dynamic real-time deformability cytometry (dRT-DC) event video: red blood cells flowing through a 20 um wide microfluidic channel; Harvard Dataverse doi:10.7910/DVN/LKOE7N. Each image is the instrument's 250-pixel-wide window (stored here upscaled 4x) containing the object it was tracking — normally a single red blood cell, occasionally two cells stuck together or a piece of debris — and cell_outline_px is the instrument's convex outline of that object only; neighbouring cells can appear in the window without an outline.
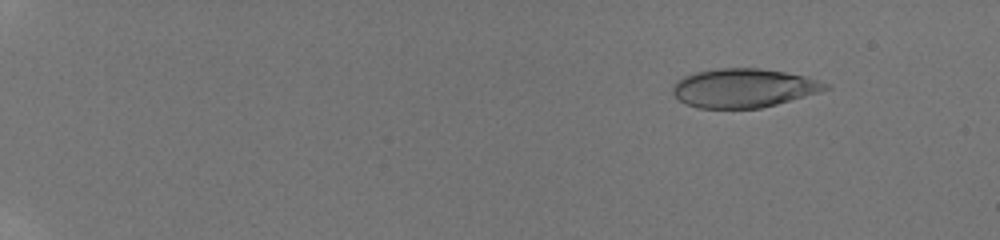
{"species": "human", "species_latin": "Homo sapiens", "temperature_condition": "room temperature", "stored_images_in_passage": 58, "camera_frame_rate_fps": 3000, "um_per_image_px": 0.085, "donor": {"sex": "male"}, "frame": {"image": 1, "passage_image": 16, "time_ms": 2.333, "image_size_px": [1000, 240], "cell_outline_px": [[832, 88], [776, 104], [760, 108], [696, 108], [684, 104], [672, 92], [672, 84], [676, 80], [684, 76], [696, 72], [720, 68], [760, 68], [808, 76], [828, 84]], "centroid_in_image_um": [63.18, 7.48], "position_along_channel_um": 21.8, "area_um2": 34.62}}
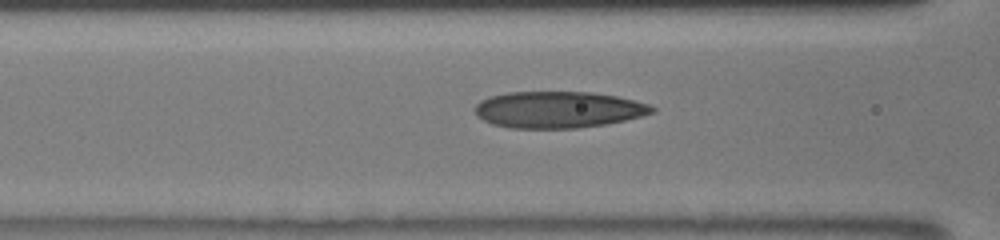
{"frame": {"image": 2, "passage_image": 44, "time_ms": 8.667, "image_size_px": [1000, 240], "cell_outline_px": [[656, 112], [608, 124], [576, 128], [512, 128], [492, 124], [476, 116], [476, 104], [480, 100], [488, 96], [508, 92], [592, 92], [616, 96], [648, 104], [656, 108]], "centroid_in_image_um": [47.43, 9.32], "position_along_channel_um": 119.2, "area_um2": 37.74}}
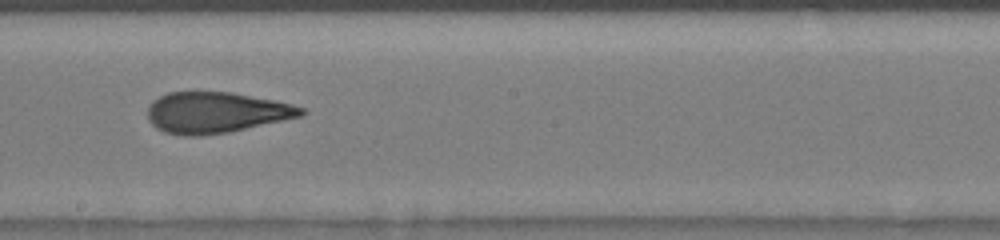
{"frame": {"image": 3, "passage_image": 56, "time_ms": 11.333, "image_size_px": [1000, 240], "cell_outline_px": [[308, 112], [304, 116], [228, 132], [200, 136], [184, 136], [164, 132], [156, 128], [148, 120], [148, 104], [152, 100], [168, 92], [192, 88], [232, 92], [276, 100], [292, 104], [304, 108]], "centroid_in_image_um": [18.34, 9.52], "position_along_channel_um": 229.9, "area_um2": 37.92}}